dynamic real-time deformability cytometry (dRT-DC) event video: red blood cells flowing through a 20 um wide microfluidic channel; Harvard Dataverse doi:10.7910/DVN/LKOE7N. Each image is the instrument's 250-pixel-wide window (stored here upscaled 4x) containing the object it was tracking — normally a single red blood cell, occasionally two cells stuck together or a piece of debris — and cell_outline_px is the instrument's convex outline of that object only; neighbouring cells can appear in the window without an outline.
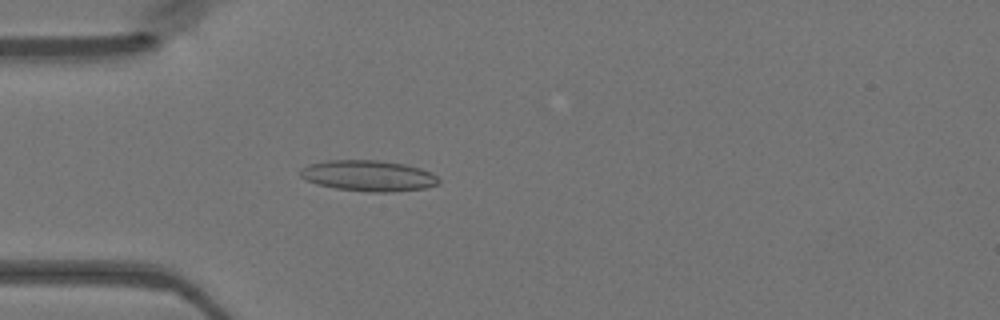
{"species": "Egyptian fruit bat (a non-hibernating species)", "species_latin": "Rousettus aegyptiacus", "temperature_condition": "warm", "stored_images_in_passage": 45, "camera_frame_rate_fps": 3000, "um_per_image_px": 0.085, "animal": {"sex": "female"}, "frame": {"image": 1, "passage_image": 11, "time_ms": 3.333, "image_size_px": [1000, 320], "cell_outline_px": [[440, 184], [424, 188], [388, 192], [368, 192], [336, 188], [316, 184], [304, 180], [300, 176], [300, 168], [308, 164], [328, 160], [376, 160], [404, 164], [420, 168], [432, 172], [440, 180]], "centroid_in_image_um": [31.29, 14.94], "position_along_channel_um": 53.7, "area_um2": 25.03}}
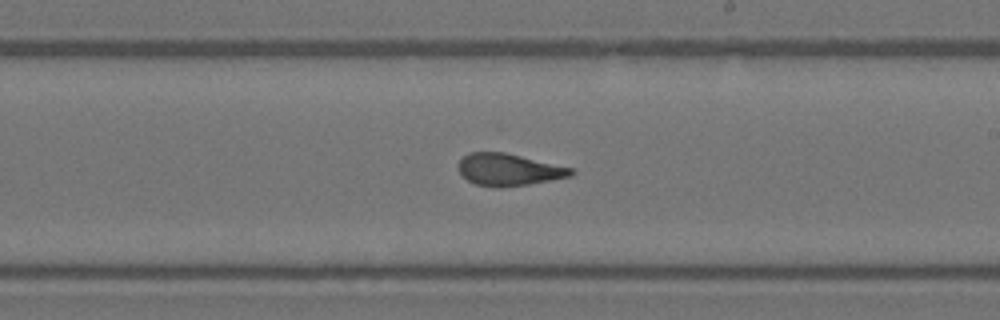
{"frame": {"image": 2, "passage_image": 25, "time_ms": 8.0, "image_size_px": [1000, 320], "cell_outline_px": [[576, 172], [572, 176], [528, 184], [500, 188], [496, 188], [476, 184], [468, 180], [460, 172], [456, 164], [464, 156], [472, 152], [504, 152], [572, 168]], "centroid_in_image_um": [43.23, 14.43], "position_along_channel_um": 245.8, "area_um2": 20.92}}
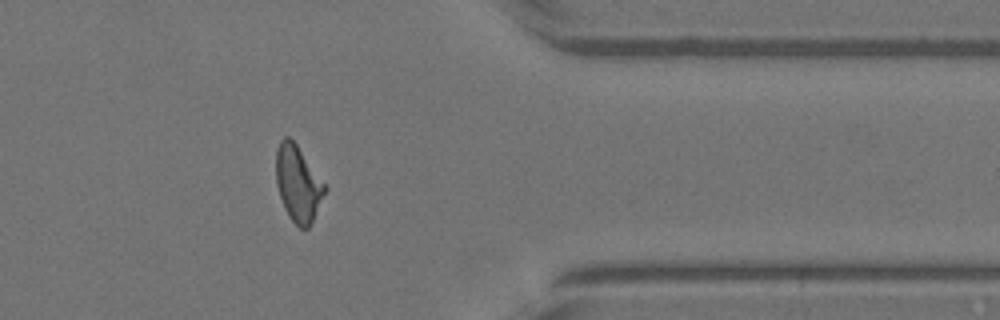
{"frame": {"image": 3, "passage_image": 36, "time_ms": 11.667, "image_size_px": [1000, 320], "cell_outline_px": [[328, 188], [308, 228], [300, 228], [288, 216], [284, 208], [276, 184], [276, 148], [280, 140], [284, 136], [288, 136], [296, 144]], "centroid_in_image_um": [25.32, 15.59], "position_along_channel_um": 386.1, "area_um2": 21.39}}